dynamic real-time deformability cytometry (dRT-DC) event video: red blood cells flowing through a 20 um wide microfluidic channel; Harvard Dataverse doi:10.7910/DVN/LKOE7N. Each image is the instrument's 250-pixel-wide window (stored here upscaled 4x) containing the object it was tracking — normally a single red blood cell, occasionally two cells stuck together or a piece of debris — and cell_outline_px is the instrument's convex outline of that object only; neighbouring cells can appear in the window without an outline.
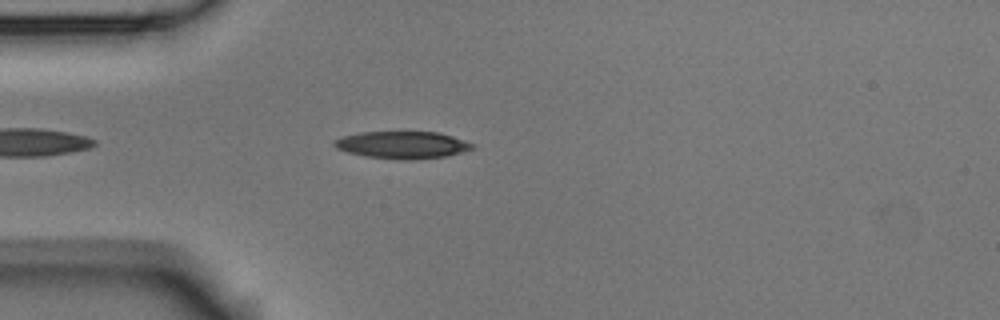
{"species": "Egyptian fruit bat (a non-hibernating species)", "species_latin": "Rousettus aegyptiacus", "temperature_condition": "room temperature", "stored_images_in_passage": 2, "camera_frame_rate_fps": 3000, "um_per_image_px": 0.085, "animal": {"sex": "male"}, "frame": {"image": 1, "passage_image": 2, "time_ms": 0.333, "image_size_px": [1000, 320], "cell_outline_px": [[476, 148], [448, 156], [412, 160], [396, 160], [364, 156], [348, 152], [336, 148], [332, 144], [340, 136], [360, 132], [440, 132], [464, 140], [472, 144]], "centroid_in_image_um": [34.2, 12.32], "position_along_channel_um": 50.8, "area_um2": 22.14}}